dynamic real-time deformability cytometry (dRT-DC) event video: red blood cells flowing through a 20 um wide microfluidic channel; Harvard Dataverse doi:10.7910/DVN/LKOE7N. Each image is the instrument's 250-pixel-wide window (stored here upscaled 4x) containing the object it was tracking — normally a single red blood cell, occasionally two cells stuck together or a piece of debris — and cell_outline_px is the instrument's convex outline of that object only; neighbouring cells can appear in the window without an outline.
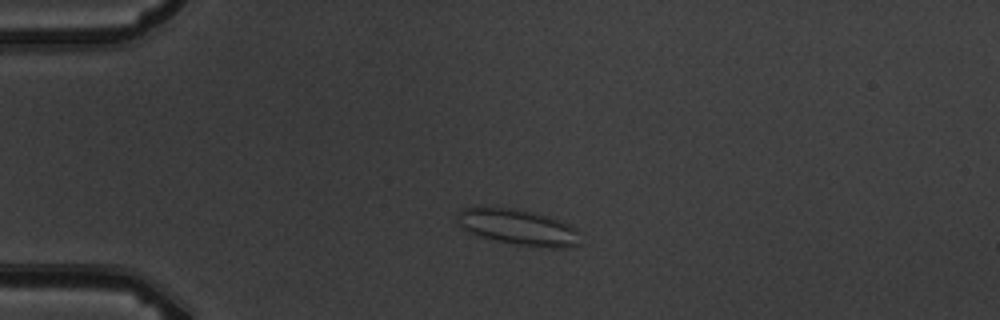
{"species": "common noctule bat (a hibernating species)", "species_latin": "Nyctalus noctula", "temperature_condition": "warm", "stored_images_in_passage": 4, "camera_frame_rate_fps": 3000, "um_per_image_px": 0.085, "animal": {"sex": "male", "body_mass_g": 19.5, "forearm_length_mm": 54.6}, "frame": {"image": 1, "passage_image": 3, "time_ms": 3.333, "image_size_px": [1000, 320], "cell_outline_px": [[580, 244], [560, 248], [544, 248], [516, 244], [496, 240], [480, 236], [464, 228], [456, 220], [456, 212], [460, 208], [516, 208], [548, 216], [560, 220], [576, 228]], "centroid_in_image_um": [44.05, 19.31], "position_along_channel_um": 40.9, "area_um2": 25.37}}